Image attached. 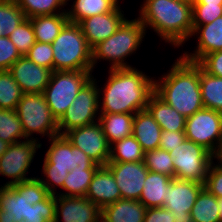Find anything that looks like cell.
Listing matches in <instances>:
<instances>
[{
    "label": "cell",
    "mask_w": 222,
    "mask_h": 222,
    "mask_svg": "<svg viewBox=\"0 0 222 222\" xmlns=\"http://www.w3.org/2000/svg\"><path fill=\"white\" fill-rule=\"evenodd\" d=\"M137 67L108 69L104 86L93 74L98 85L99 113L135 114L146 109L154 93V75Z\"/></svg>",
    "instance_id": "cell-1"
},
{
    "label": "cell",
    "mask_w": 222,
    "mask_h": 222,
    "mask_svg": "<svg viewBox=\"0 0 222 222\" xmlns=\"http://www.w3.org/2000/svg\"><path fill=\"white\" fill-rule=\"evenodd\" d=\"M137 18L157 39L177 50L187 47L192 33V3L176 0H142L139 2ZM152 29V30H151Z\"/></svg>",
    "instance_id": "cell-2"
},
{
    "label": "cell",
    "mask_w": 222,
    "mask_h": 222,
    "mask_svg": "<svg viewBox=\"0 0 222 222\" xmlns=\"http://www.w3.org/2000/svg\"><path fill=\"white\" fill-rule=\"evenodd\" d=\"M158 79L154 76V93L184 117L204 108L200 89V66L180 55Z\"/></svg>",
    "instance_id": "cell-3"
},
{
    "label": "cell",
    "mask_w": 222,
    "mask_h": 222,
    "mask_svg": "<svg viewBox=\"0 0 222 222\" xmlns=\"http://www.w3.org/2000/svg\"><path fill=\"white\" fill-rule=\"evenodd\" d=\"M146 35L145 26L136 16L127 18L113 35L92 49L93 72L100 62H108L107 69L135 67L128 61L129 57L139 54L137 51L143 47Z\"/></svg>",
    "instance_id": "cell-4"
},
{
    "label": "cell",
    "mask_w": 222,
    "mask_h": 222,
    "mask_svg": "<svg viewBox=\"0 0 222 222\" xmlns=\"http://www.w3.org/2000/svg\"><path fill=\"white\" fill-rule=\"evenodd\" d=\"M53 71L93 72L92 49L78 23L68 22L51 44Z\"/></svg>",
    "instance_id": "cell-5"
},
{
    "label": "cell",
    "mask_w": 222,
    "mask_h": 222,
    "mask_svg": "<svg viewBox=\"0 0 222 222\" xmlns=\"http://www.w3.org/2000/svg\"><path fill=\"white\" fill-rule=\"evenodd\" d=\"M16 112L28 139L41 141V137L48 140L60 135L58 121L53 116L42 93L23 94Z\"/></svg>",
    "instance_id": "cell-6"
},
{
    "label": "cell",
    "mask_w": 222,
    "mask_h": 222,
    "mask_svg": "<svg viewBox=\"0 0 222 222\" xmlns=\"http://www.w3.org/2000/svg\"><path fill=\"white\" fill-rule=\"evenodd\" d=\"M49 192L36 177L7 186L1 195L0 222H23L30 205L43 201Z\"/></svg>",
    "instance_id": "cell-7"
},
{
    "label": "cell",
    "mask_w": 222,
    "mask_h": 222,
    "mask_svg": "<svg viewBox=\"0 0 222 222\" xmlns=\"http://www.w3.org/2000/svg\"><path fill=\"white\" fill-rule=\"evenodd\" d=\"M89 71H53L43 95L53 116L59 121L82 87L93 77Z\"/></svg>",
    "instance_id": "cell-8"
},
{
    "label": "cell",
    "mask_w": 222,
    "mask_h": 222,
    "mask_svg": "<svg viewBox=\"0 0 222 222\" xmlns=\"http://www.w3.org/2000/svg\"><path fill=\"white\" fill-rule=\"evenodd\" d=\"M99 116L98 85L91 78L58 121L59 133L64 135L72 129L96 123Z\"/></svg>",
    "instance_id": "cell-9"
},
{
    "label": "cell",
    "mask_w": 222,
    "mask_h": 222,
    "mask_svg": "<svg viewBox=\"0 0 222 222\" xmlns=\"http://www.w3.org/2000/svg\"><path fill=\"white\" fill-rule=\"evenodd\" d=\"M175 178L204 184L212 161V154L203 146L185 140L171 150Z\"/></svg>",
    "instance_id": "cell-10"
},
{
    "label": "cell",
    "mask_w": 222,
    "mask_h": 222,
    "mask_svg": "<svg viewBox=\"0 0 222 222\" xmlns=\"http://www.w3.org/2000/svg\"><path fill=\"white\" fill-rule=\"evenodd\" d=\"M42 144L41 141L33 139L9 144L6 152L0 157V175L10 178L3 183L4 185L12 186L36 176L30 174V167L37 151L44 146ZM28 173L32 176H28Z\"/></svg>",
    "instance_id": "cell-11"
},
{
    "label": "cell",
    "mask_w": 222,
    "mask_h": 222,
    "mask_svg": "<svg viewBox=\"0 0 222 222\" xmlns=\"http://www.w3.org/2000/svg\"><path fill=\"white\" fill-rule=\"evenodd\" d=\"M184 133L213 154L222 140V113L207 108L195 112L186 118Z\"/></svg>",
    "instance_id": "cell-12"
},
{
    "label": "cell",
    "mask_w": 222,
    "mask_h": 222,
    "mask_svg": "<svg viewBox=\"0 0 222 222\" xmlns=\"http://www.w3.org/2000/svg\"><path fill=\"white\" fill-rule=\"evenodd\" d=\"M42 168L73 170L80 167H100L83 151L73 146L64 135L49 138ZM50 142V143H49Z\"/></svg>",
    "instance_id": "cell-13"
},
{
    "label": "cell",
    "mask_w": 222,
    "mask_h": 222,
    "mask_svg": "<svg viewBox=\"0 0 222 222\" xmlns=\"http://www.w3.org/2000/svg\"><path fill=\"white\" fill-rule=\"evenodd\" d=\"M64 136L73 146L83 151L99 166H106L109 162L110 145L98 121L67 131Z\"/></svg>",
    "instance_id": "cell-14"
},
{
    "label": "cell",
    "mask_w": 222,
    "mask_h": 222,
    "mask_svg": "<svg viewBox=\"0 0 222 222\" xmlns=\"http://www.w3.org/2000/svg\"><path fill=\"white\" fill-rule=\"evenodd\" d=\"M203 188L202 183L172 178L163 207L173 212L174 222H193L190 212Z\"/></svg>",
    "instance_id": "cell-15"
},
{
    "label": "cell",
    "mask_w": 222,
    "mask_h": 222,
    "mask_svg": "<svg viewBox=\"0 0 222 222\" xmlns=\"http://www.w3.org/2000/svg\"><path fill=\"white\" fill-rule=\"evenodd\" d=\"M195 39V41H193ZM191 40V41H190ZM194 42V48L181 50L180 56L190 62L197 63L203 56L222 50V16L211 23L198 25L193 29V33L188 43ZM189 50V51H187ZM191 50V51H190Z\"/></svg>",
    "instance_id": "cell-16"
},
{
    "label": "cell",
    "mask_w": 222,
    "mask_h": 222,
    "mask_svg": "<svg viewBox=\"0 0 222 222\" xmlns=\"http://www.w3.org/2000/svg\"><path fill=\"white\" fill-rule=\"evenodd\" d=\"M117 182L121 198L139 200L148 169L144 162H108Z\"/></svg>",
    "instance_id": "cell-17"
},
{
    "label": "cell",
    "mask_w": 222,
    "mask_h": 222,
    "mask_svg": "<svg viewBox=\"0 0 222 222\" xmlns=\"http://www.w3.org/2000/svg\"><path fill=\"white\" fill-rule=\"evenodd\" d=\"M120 4L114 11L94 15L82 20L79 25L91 49L113 35L128 18Z\"/></svg>",
    "instance_id": "cell-18"
},
{
    "label": "cell",
    "mask_w": 222,
    "mask_h": 222,
    "mask_svg": "<svg viewBox=\"0 0 222 222\" xmlns=\"http://www.w3.org/2000/svg\"><path fill=\"white\" fill-rule=\"evenodd\" d=\"M101 209L86 197L56 195L54 222H100Z\"/></svg>",
    "instance_id": "cell-19"
},
{
    "label": "cell",
    "mask_w": 222,
    "mask_h": 222,
    "mask_svg": "<svg viewBox=\"0 0 222 222\" xmlns=\"http://www.w3.org/2000/svg\"><path fill=\"white\" fill-rule=\"evenodd\" d=\"M23 94L43 93L50 82L53 70L39 66L26 56H21L8 70Z\"/></svg>",
    "instance_id": "cell-20"
},
{
    "label": "cell",
    "mask_w": 222,
    "mask_h": 222,
    "mask_svg": "<svg viewBox=\"0 0 222 222\" xmlns=\"http://www.w3.org/2000/svg\"><path fill=\"white\" fill-rule=\"evenodd\" d=\"M85 197L100 209L121 199L117 182L107 166H100L96 170Z\"/></svg>",
    "instance_id": "cell-21"
},
{
    "label": "cell",
    "mask_w": 222,
    "mask_h": 222,
    "mask_svg": "<svg viewBox=\"0 0 222 222\" xmlns=\"http://www.w3.org/2000/svg\"><path fill=\"white\" fill-rule=\"evenodd\" d=\"M161 132V127L147 109L135 113L132 135L144 152L159 148Z\"/></svg>",
    "instance_id": "cell-22"
},
{
    "label": "cell",
    "mask_w": 222,
    "mask_h": 222,
    "mask_svg": "<svg viewBox=\"0 0 222 222\" xmlns=\"http://www.w3.org/2000/svg\"><path fill=\"white\" fill-rule=\"evenodd\" d=\"M145 205L139 200L119 199L101 209L104 222H143Z\"/></svg>",
    "instance_id": "cell-23"
},
{
    "label": "cell",
    "mask_w": 222,
    "mask_h": 222,
    "mask_svg": "<svg viewBox=\"0 0 222 222\" xmlns=\"http://www.w3.org/2000/svg\"><path fill=\"white\" fill-rule=\"evenodd\" d=\"M146 109L162 130L175 132L185 130L186 117L172 106L166 104L155 93L149 97Z\"/></svg>",
    "instance_id": "cell-24"
},
{
    "label": "cell",
    "mask_w": 222,
    "mask_h": 222,
    "mask_svg": "<svg viewBox=\"0 0 222 222\" xmlns=\"http://www.w3.org/2000/svg\"><path fill=\"white\" fill-rule=\"evenodd\" d=\"M121 3L122 0H71L66 4V13L69 22L79 24L88 17L114 11Z\"/></svg>",
    "instance_id": "cell-25"
},
{
    "label": "cell",
    "mask_w": 222,
    "mask_h": 222,
    "mask_svg": "<svg viewBox=\"0 0 222 222\" xmlns=\"http://www.w3.org/2000/svg\"><path fill=\"white\" fill-rule=\"evenodd\" d=\"M171 181L172 178L168 175L148 171L139 201L146 208L163 207Z\"/></svg>",
    "instance_id": "cell-26"
},
{
    "label": "cell",
    "mask_w": 222,
    "mask_h": 222,
    "mask_svg": "<svg viewBox=\"0 0 222 222\" xmlns=\"http://www.w3.org/2000/svg\"><path fill=\"white\" fill-rule=\"evenodd\" d=\"M134 116L129 113H100L98 122L109 145L132 135Z\"/></svg>",
    "instance_id": "cell-27"
},
{
    "label": "cell",
    "mask_w": 222,
    "mask_h": 222,
    "mask_svg": "<svg viewBox=\"0 0 222 222\" xmlns=\"http://www.w3.org/2000/svg\"><path fill=\"white\" fill-rule=\"evenodd\" d=\"M30 21L33 26L35 40L50 44L53 43L62 28L69 22L67 13L35 16L30 18Z\"/></svg>",
    "instance_id": "cell-28"
},
{
    "label": "cell",
    "mask_w": 222,
    "mask_h": 222,
    "mask_svg": "<svg viewBox=\"0 0 222 222\" xmlns=\"http://www.w3.org/2000/svg\"><path fill=\"white\" fill-rule=\"evenodd\" d=\"M99 167L76 166L63 182V196L85 197L89 184Z\"/></svg>",
    "instance_id": "cell-29"
},
{
    "label": "cell",
    "mask_w": 222,
    "mask_h": 222,
    "mask_svg": "<svg viewBox=\"0 0 222 222\" xmlns=\"http://www.w3.org/2000/svg\"><path fill=\"white\" fill-rule=\"evenodd\" d=\"M200 89L204 108L222 113V78L210 75L200 67Z\"/></svg>",
    "instance_id": "cell-30"
},
{
    "label": "cell",
    "mask_w": 222,
    "mask_h": 222,
    "mask_svg": "<svg viewBox=\"0 0 222 222\" xmlns=\"http://www.w3.org/2000/svg\"><path fill=\"white\" fill-rule=\"evenodd\" d=\"M218 198L203 188L191 209L193 222H221Z\"/></svg>",
    "instance_id": "cell-31"
},
{
    "label": "cell",
    "mask_w": 222,
    "mask_h": 222,
    "mask_svg": "<svg viewBox=\"0 0 222 222\" xmlns=\"http://www.w3.org/2000/svg\"><path fill=\"white\" fill-rule=\"evenodd\" d=\"M144 151L133 135L110 145L109 162H141Z\"/></svg>",
    "instance_id": "cell-32"
},
{
    "label": "cell",
    "mask_w": 222,
    "mask_h": 222,
    "mask_svg": "<svg viewBox=\"0 0 222 222\" xmlns=\"http://www.w3.org/2000/svg\"><path fill=\"white\" fill-rule=\"evenodd\" d=\"M0 139L8 144L28 139L16 110L0 109Z\"/></svg>",
    "instance_id": "cell-33"
},
{
    "label": "cell",
    "mask_w": 222,
    "mask_h": 222,
    "mask_svg": "<svg viewBox=\"0 0 222 222\" xmlns=\"http://www.w3.org/2000/svg\"><path fill=\"white\" fill-rule=\"evenodd\" d=\"M26 18L66 13L63 0H15Z\"/></svg>",
    "instance_id": "cell-34"
},
{
    "label": "cell",
    "mask_w": 222,
    "mask_h": 222,
    "mask_svg": "<svg viewBox=\"0 0 222 222\" xmlns=\"http://www.w3.org/2000/svg\"><path fill=\"white\" fill-rule=\"evenodd\" d=\"M26 19L15 0H0V36H9Z\"/></svg>",
    "instance_id": "cell-35"
},
{
    "label": "cell",
    "mask_w": 222,
    "mask_h": 222,
    "mask_svg": "<svg viewBox=\"0 0 222 222\" xmlns=\"http://www.w3.org/2000/svg\"><path fill=\"white\" fill-rule=\"evenodd\" d=\"M23 95L18 83L8 71H0V109L16 110Z\"/></svg>",
    "instance_id": "cell-36"
},
{
    "label": "cell",
    "mask_w": 222,
    "mask_h": 222,
    "mask_svg": "<svg viewBox=\"0 0 222 222\" xmlns=\"http://www.w3.org/2000/svg\"><path fill=\"white\" fill-rule=\"evenodd\" d=\"M143 162L149 171L162 173L171 178L175 177L173 158L166 150L157 148L145 152Z\"/></svg>",
    "instance_id": "cell-37"
},
{
    "label": "cell",
    "mask_w": 222,
    "mask_h": 222,
    "mask_svg": "<svg viewBox=\"0 0 222 222\" xmlns=\"http://www.w3.org/2000/svg\"><path fill=\"white\" fill-rule=\"evenodd\" d=\"M8 37L16 46L20 55L25 56L36 42L30 18H26L20 23Z\"/></svg>",
    "instance_id": "cell-38"
},
{
    "label": "cell",
    "mask_w": 222,
    "mask_h": 222,
    "mask_svg": "<svg viewBox=\"0 0 222 222\" xmlns=\"http://www.w3.org/2000/svg\"><path fill=\"white\" fill-rule=\"evenodd\" d=\"M56 195L49 194L43 201L30 205L28 216L23 222H54Z\"/></svg>",
    "instance_id": "cell-39"
},
{
    "label": "cell",
    "mask_w": 222,
    "mask_h": 222,
    "mask_svg": "<svg viewBox=\"0 0 222 222\" xmlns=\"http://www.w3.org/2000/svg\"><path fill=\"white\" fill-rule=\"evenodd\" d=\"M68 172L69 170L41 168L39 172V174H41H37V178L47 188L49 194L63 196V182L66 179Z\"/></svg>",
    "instance_id": "cell-40"
},
{
    "label": "cell",
    "mask_w": 222,
    "mask_h": 222,
    "mask_svg": "<svg viewBox=\"0 0 222 222\" xmlns=\"http://www.w3.org/2000/svg\"><path fill=\"white\" fill-rule=\"evenodd\" d=\"M222 16V5L192 4V26L205 25Z\"/></svg>",
    "instance_id": "cell-41"
},
{
    "label": "cell",
    "mask_w": 222,
    "mask_h": 222,
    "mask_svg": "<svg viewBox=\"0 0 222 222\" xmlns=\"http://www.w3.org/2000/svg\"><path fill=\"white\" fill-rule=\"evenodd\" d=\"M25 56L37 65L53 70V49L50 43L36 41Z\"/></svg>",
    "instance_id": "cell-42"
},
{
    "label": "cell",
    "mask_w": 222,
    "mask_h": 222,
    "mask_svg": "<svg viewBox=\"0 0 222 222\" xmlns=\"http://www.w3.org/2000/svg\"><path fill=\"white\" fill-rule=\"evenodd\" d=\"M20 57V53L9 37L0 36V71L9 70Z\"/></svg>",
    "instance_id": "cell-43"
},
{
    "label": "cell",
    "mask_w": 222,
    "mask_h": 222,
    "mask_svg": "<svg viewBox=\"0 0 222 222\" xmlns=\"http://www.w3.org/2000/svg\"><path fill=\"white\" fill-rule=\"evenodd\" d=\"M204 188L218 199L222 198V168L213 162L210 164L205 178Z\"/></svg>",
    "instance_id": "cell-44"
},
{
    "label": "cell",
    "mask_w": 222,
    "mask_h": 222,
    "mask_svg": "<svg viewBox=\"0 0 222 222\" xmlns=\"http://www.w3.org/2000/svg\"><path fill=\"white\" fill-rule=\"evenodd\" d=\"M197 64L210 75L222 78V50L203 56Z\"/></svg>",
    "instance_id": "cell-45"
},
{
    "label": "cell",
    "mask_w": 222,
    "mask_h": 222,
    "mask_svg": "<svg viewBox=\"0 0 222 222\" xmlns=\"http://www.w3.org/2000/svg\"><path fill=\"white\" fill-rule=\"evenodd\" d=\"M184 131H166L162 130L159 148L170 152L186 140Z\"/></svg>",
    "instance_id": "cell-46"
},
{
    "label": "cell",
    "mask_w": 222,
    "mask_h": 222,
    "mask_svg": "<svg viewBox=\"0 0 222 222\" xmlns=\"http://www.w3.org/2000/svg\"><path fill=\"white\" fill-rule=\"evenodd\" d=\"M173 212L164 207L147 208L143 222H174Z\"/></svg>",
    "instance_id": "cell-47"
},
{
    "label": "cell",
    "mask_w": 222,
    "mask_h": 222,
    "mask_svg": "<svg viewBox=\"0 0 222 222\" xmlns=\"http://www.w3.org/2000/svg\"><path fill=\"white\" fill-rule=\"evenodd\" d=\"M212 161L215 165L222 168V140L218 145L216 151L212 154Z\"/></svg>",
    "instance_id": "cell-48"
},
{
    "label": "cell",
    "mask_w": 222,
    "mask_h": 222,
    "mask_svg": "<svg viewBox=\"0 0 222 222\" xmlns=\"http://www.w3.org/2000/svg\"><path fill=\"white\" fill-rule=\"evenodd\" d=\"M192 4L222 5V0H194Z\"/></svg>",
    "instance_id": "cell-49"
},
{
    "label": "cell",
    "mask_w": 222,
    "mask_h": 222,
    "mask_svg": "<svg viewBox=\"0 0 222 222\" xmlns=\"http://www.w3.org/2000/svg\"><path fill=\"white\" fill-rule=\"evenodd\" d=\"M9 144L0 139V157L6 152Z\"/></svg>",
    "instance_id": "cell-50"
},
{
    "label": "cell",
    "mask_w": 222,
    "mask_h": 222,
    "mask_svg": "<svg viewBox=\"0 0 222 222\" xmlns=\"http://www.w3.org/2000/svg\"><path fill=\"white\" fill-rule=\"evenodd\" d=\"M218 207H219V213L221 217V222H222V198L218 199Z\"/></svg>",
    "instance_id": "cell-51"
},
{
    "label": "cell",
    "mask_w": 222,
    "mask_h": 222,
    "mask_svg": "<svg viewBox=\"0 0 222 222\" xmlns=\"http://www.w3.org/2000/svg\"><path fill=\"white\" fill-rule=\"evenodd\" d=\"M3 185V186H2ZM0 185V201H1V195L3 193V191L5 190V188L7 187L6 185L2 184Z\"/></svg>",
    "instance_id": "cell-52"
},
{
    "label": "cell",
    "mask_w": 222,
    "mask_h": 222,
    "mask_svg": "<svg viewBox=\"0 0 222 222\" xmlns=\"http://www.w3.org/2000/svg\"><path fill=\"white\" fill-rule=\"evenodd\" d=\"M184 3H192L194 0H176Z\"/></svg>",
    "instance_id": "cell-53"
},
{
    "label": "cell",
    "mask_w": 222,
    "mask_h": 222,
    "mask_svg": "<svg viewBox=\"0 0 222 222\" xmlns=\"http://www.w3.org/2000/svg\"><path fill=\"white\" fill-rule=\"evenodd\" d=\"M65 4L69 3L71 0H63Z\"/></svg>",
    "instance_id": "cell-54"
}]
</instances>
